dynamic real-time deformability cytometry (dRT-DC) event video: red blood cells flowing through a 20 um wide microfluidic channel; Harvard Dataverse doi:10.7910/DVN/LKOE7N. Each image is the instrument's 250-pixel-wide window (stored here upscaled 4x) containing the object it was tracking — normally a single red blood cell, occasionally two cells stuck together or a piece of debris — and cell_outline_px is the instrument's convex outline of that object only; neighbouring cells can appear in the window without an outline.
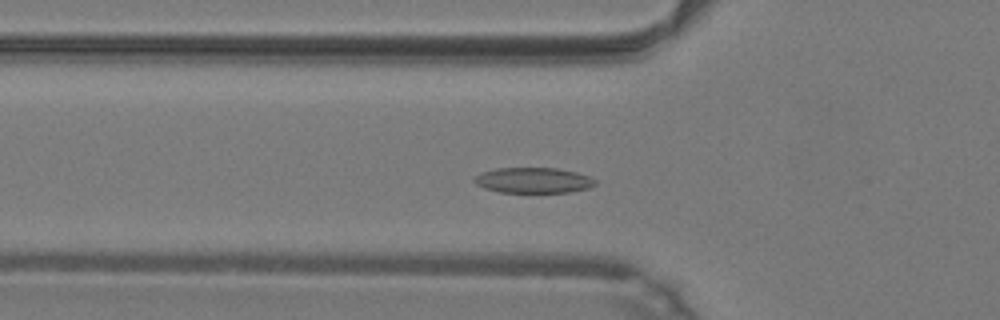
{"species": "common noctule bat (a hibernating species)", "species_latin": "Nyctalus noctula", "temperature_condition": "warm", "stored_images_in_passage": 43, "camera_frame_rate_fps": 3000, "um_per_image_px": 0.085, "animal": {"sex": "male", "body_mass_g": 19.2, "forearm_length_mm": 51.8}, "frame": {"image": 1, "passage_image": 11, "time_ms": 3.333, "image_size_px": [1000, 320], "cell_outline_px": [[596, 184], [588, 188], [572, 192], [500, 192], [484, 188], [476, 184], [472, 180], [480, 172], [496, 168], [556, 168], [576, 172], [592, 176], [596, 180]], "centroid_in_image_um": [45.35, 15.32], "position_along_channel_um": 80.5, "area_um2": 18.09}}
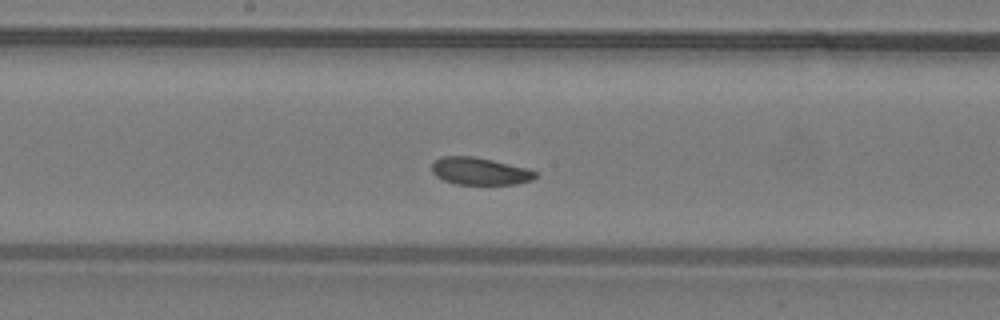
{"frame": {"image": 2, "passage_image": 20, "time_ms": 6.333, "image_size_px": [1000, 320], "cell_outline_px": [[536, 176], [532, 180], [516, 184], [456, 184], [444, 180], [436, 176], [432, 172], [432, 164], [436, 160], [444, 156], [472, 156], [492, 160], [528, 168], [536, 172]], "centroid_in_image_um": [40.79, 14.55], "position_along_channel_um": 207.4, "area_um2": 16.36}}
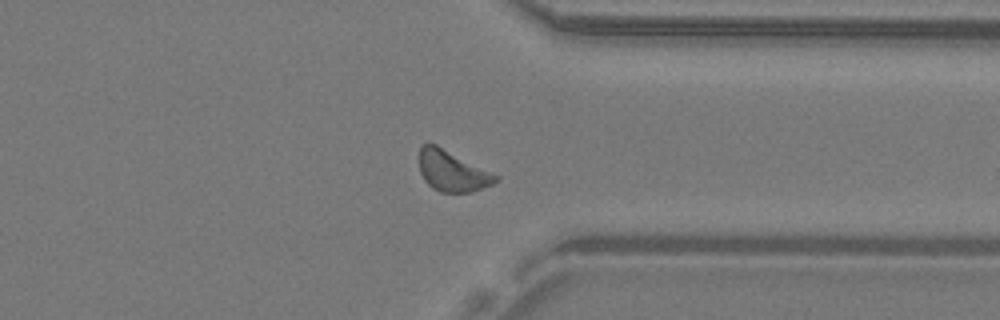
{"frame": {"image": 3, "passage_image": 32, "time_ms": 10.333, "image_size_px": [1000, 320], "cell_outline_px": [[500, 180], [492, 184], [472, 192], [440, 192], [432, 188], [424, 180], [420, 172], [420, 144], [436, 144], [500, 176]], "centroid_in_image_um": [38.45, 14.54], "position_along_channel_um": 372.9, "area_um2": 18.15}, "authors_computed_cell_mechanics": {"area_um2": 17.8024, "velocity_mm_per_s": 4.2172, "shape_relaxation_time_tau1_ms": 1.9677, "shape_relaxation_time_tau2_ms": null, "deformation_change_tau1": 0.0789, "deformation_change_tau2": null}}